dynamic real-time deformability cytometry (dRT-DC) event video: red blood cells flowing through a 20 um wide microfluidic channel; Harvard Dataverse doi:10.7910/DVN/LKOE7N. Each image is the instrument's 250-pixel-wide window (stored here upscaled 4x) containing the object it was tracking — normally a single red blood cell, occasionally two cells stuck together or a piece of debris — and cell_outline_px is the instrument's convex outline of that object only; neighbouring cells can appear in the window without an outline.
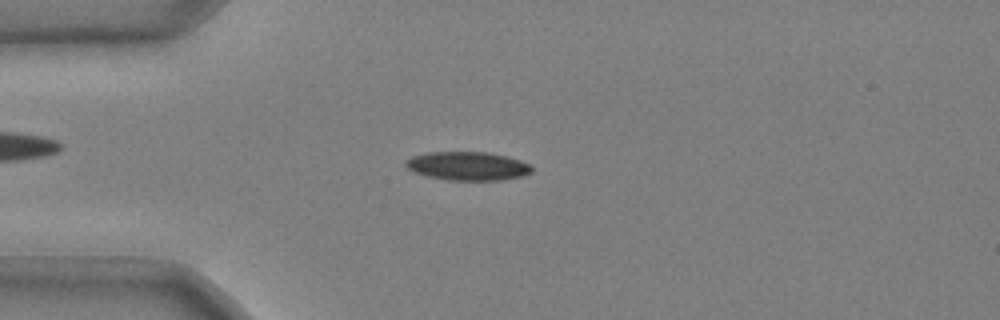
{"species": "common noctule bat (a hibernating species)", "species_latin": "Nyctalus noctula", "temperature_condition": "cold", "stored_images_in_passage": 51, "camera_frame_rate_fps": 3000, "um_per_image_px": 0.085, "animal": {"sex": "male", "body_mass_g": 20.4}, "frame": {"image": 1, "passage_image": 13, "time_ms": 4.0, "image_size_px": [1000, 320], "cell_outline_px": [[532, 172], [520, 176], [500, 180], [448, 180], [428, 176], [416, 172], [408, 168], [404, 164], [404, 160], [412, 156], [428, 152], [488, 152], [508, 156], [532, 164]], "centroid_in_image_um": [39.76, 14.1], "position_along_channel_um": 45.2, "area_um2": 21.04}}
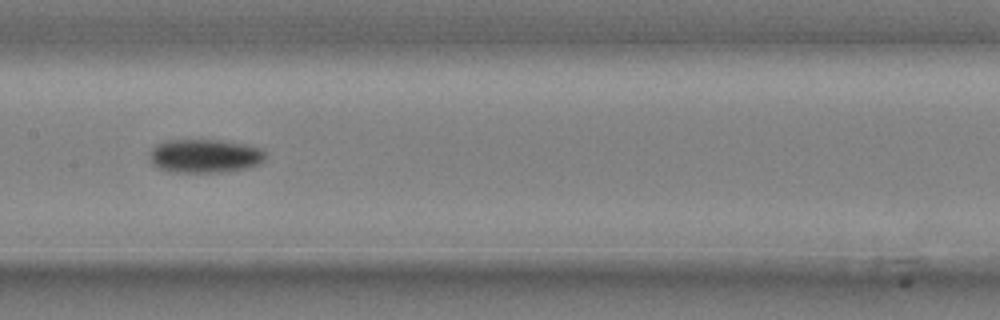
{"frame": {"image": 2, "passage_image": 26, "time_ms": 8.333, "image_size_px": [1000, 320], "cell_outline_px": [[264, 160], [260, 164], [248, 168], [224, 172], [168, 172], [156, 168], [152, 164], [152, 148], [156, 144], [164, 140], [220, 140], [244, 144], [260, 148], [264, 152]], "centroid_in_image_um": [17.4, 13.27], "position_along_channel_um": 190.0, "area_um2": 22.77}}
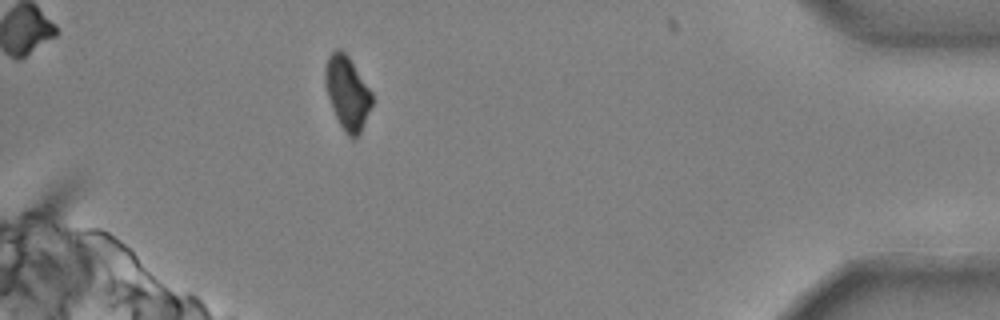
{"frame": {"image": 3, "passage_image": 47, "time_ms": 15.333, "image_size_px": [1000, 320], "cell_outline_px": [[372, 104], [360, 132], [356, 140], [352, 140], [344, 132], [332, 108], [324, 84], [324, 72], [328, 56], [336, 48], [340, 48], [348, 56], [372, 92]], "centroid_in_image_um": [29.5, 7.9], "position_along_channel_um": 405.7, "area_um2": 19.94}, "authors_computed_cell_mechanics": {"area_um2": 21.6172, "velocity_mm_per_s": 3.7165, "shape_relaxation_time_tau1_ms": 4.9379, "shape_relaxation_time_tau2_ms": null, "deformation_change_tau1": 0.1267, "deformation_change_tau2": null}}